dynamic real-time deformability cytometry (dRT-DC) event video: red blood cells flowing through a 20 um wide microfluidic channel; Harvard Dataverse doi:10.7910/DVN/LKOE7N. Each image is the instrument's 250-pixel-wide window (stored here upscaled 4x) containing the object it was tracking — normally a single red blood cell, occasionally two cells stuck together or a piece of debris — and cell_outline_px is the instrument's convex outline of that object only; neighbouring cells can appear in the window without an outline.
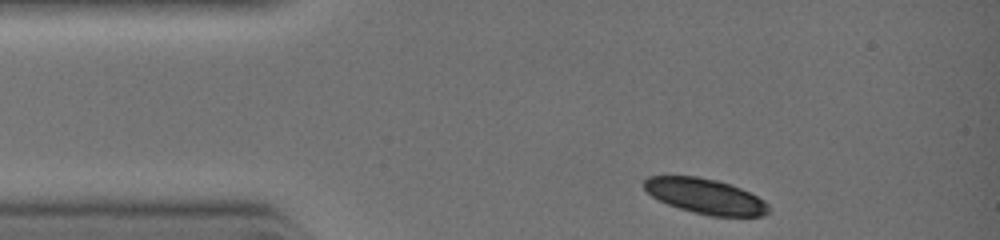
{"species": "common noctule bat (a hibernating species)", "species_latin": "Nyctalus noctula", "temperature_condition": "warm", "stored_images_in_passage": 14, "camera_frame_rate_fps": 3000, "um_per_image_px": 0.085, "animal": {"sex": "female", "body_mass_g": 19.0, "forearm_length_mm": 51.5}, "frame": {"image": 1, "passage_image": 1, "time_ms": 0.0, "image_size_px": [1000, 240], "cell_outline_px": [[768, 212], [764, 216], [708, 216], [692, 212], [668, 204], [652, 196], [644, 188], [644, 180], [648, 176], [696, 176], [716, 180], [740, 188], [764, 200], [768, 204]], "centroid_in_image_um": [59.95, 16.68], "position_along_channel_um": 25.1, "area_um2": 25.32}}